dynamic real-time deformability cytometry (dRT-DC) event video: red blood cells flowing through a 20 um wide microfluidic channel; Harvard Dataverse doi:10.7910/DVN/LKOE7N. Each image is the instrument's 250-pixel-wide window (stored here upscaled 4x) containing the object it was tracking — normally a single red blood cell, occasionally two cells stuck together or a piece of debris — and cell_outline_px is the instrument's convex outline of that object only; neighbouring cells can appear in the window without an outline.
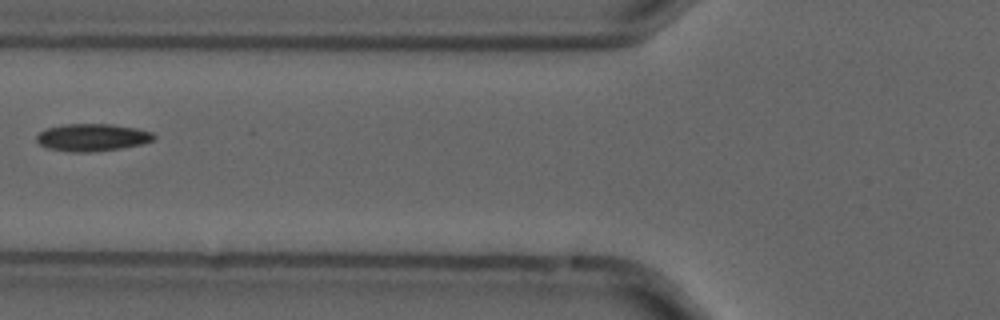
{"species": "common noctule bat (a hibernating species)", "species_latin": "Nyctalus noctula", "temperature_condition": "cold", "stored_images_in_passage": 8, "camera_frame_rate_fps": 3000, "um_per_image_px": 0.085, "animal": {"sex": "male", "forearm_length_mm": 52.5}, "frame": {"image": 1, "passage_image": 7, "time_ms": 2.0, "image_size_px": [1000, 320], "cell_outline_px": [[156, 136], [152, 140], [140, 144], [120, 148], [92, 152], [72, 152], [48, 148], [40, 144], [36, 140], [36, 136], [40, 132], [48, 128], [64, 124], [112, 124], [136, 128], [152, 132]], "centroid_in_image_um": [7.83, 11.67], "position_along_channel_um": 118.0, "area_um2": 18.55}}
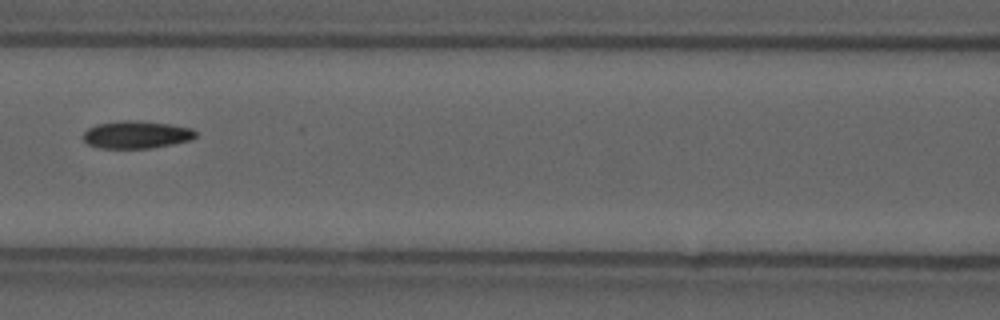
{"frame": {"image": 2, "passage_image": 8, "time_ms": 2.333, "image_size_px": [1000, 320], "cell_outline_px": [[196, 136], [192, 140], [152, 148], [100, 148], [88, 144], [84, 140], [84, 132], [88, 128], [96, 124], [124, 120], [136, 120], [168, 124], [192, 128], [196, 132]], "centroid_in_image_um": [11.6, 11.44], "position_along_channel_um": 155.0, "area_um2": 18.03}}